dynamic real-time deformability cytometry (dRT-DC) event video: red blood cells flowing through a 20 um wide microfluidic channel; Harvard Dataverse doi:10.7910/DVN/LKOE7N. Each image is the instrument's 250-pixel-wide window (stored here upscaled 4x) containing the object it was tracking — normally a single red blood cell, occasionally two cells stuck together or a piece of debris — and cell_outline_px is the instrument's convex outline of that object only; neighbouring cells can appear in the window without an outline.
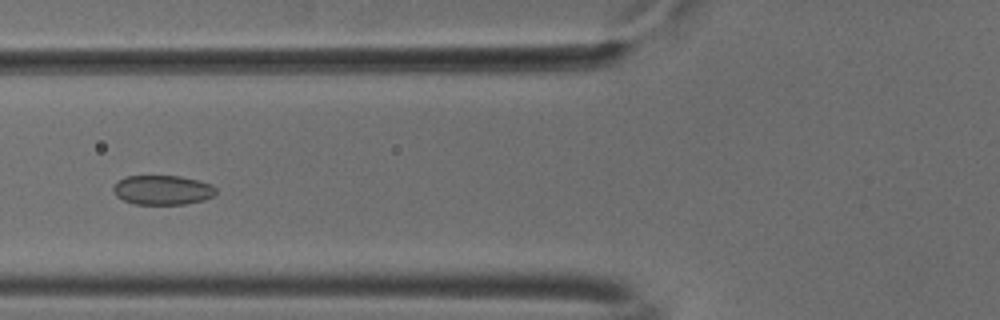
{"species": "common noctule bat (a hibernating species)", "species_latin": "Nyctalus noctula", "temperature_condition": "cold", "stored_images_in_passage": 55, "camera_frame_rate_fps": 3000, "um_per_image_px": 0.085, "animal": {"sex": "male", "body_mass_g": 18.8}, "frame": {"image": 1, "passage_image": 22, "time_ms": 7.0, "image_size_px": [1000, 320], "cell_outline_px": [[216, 192], [212, 196], [204, 200], [184, 204], [132, 204], [116, 196], [112, 188], [120, 180], [128, 176], [180, 176], [200, 180], [212, 184], [216, 188]], "centroid_in_image_um": [13.84, 16.15], "position_along_channel_um": 112.0, "area_um2": 17.63}}
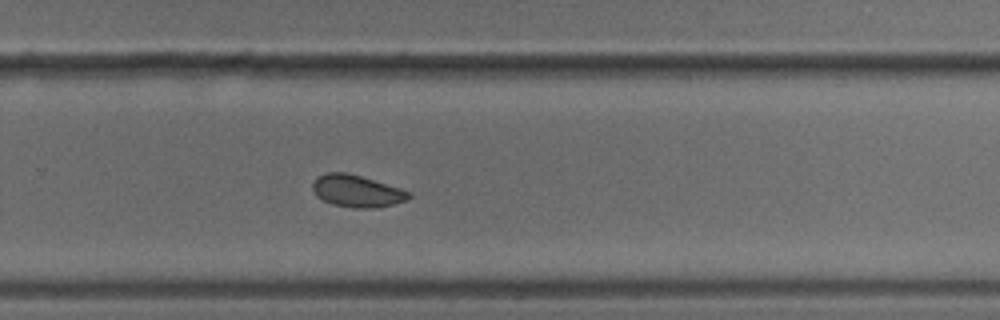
{"frame": {"image": 2, "passage_image": 37, "time_ms": 12.0, "image_size_px": [1000, 320], "cell_outline_px": [[412, 196], [408, 200], [376, 208], [352, 208], [332, 204], [316, 196], [312, 188], [312, 184], [316, 176], [328, 172], [344, 172], [360, 176], [400, 188], [412, 192]], "centroid_in_image_um": [30.33, 16.24], "position_along_channel_um": 299.5, "area_um2": 18.03}}
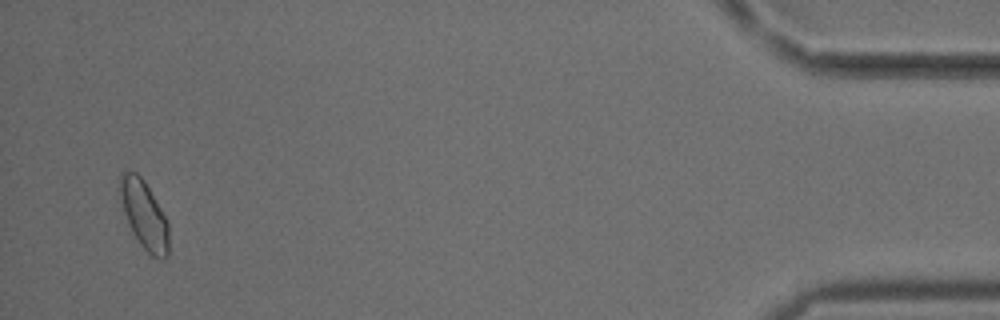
{"frame": {"image": 3, "passage_image": 53, "time_ms": 17.333, "image_size_px": [1000, 320], "cell_outline_px": [[168, 256], [164, 260], [160, 260], [152, 256], [140, 244], [132, 232], [124, 212], [120, 196], [120, 172], [136, 172], [144, 180], [160, 208], [168, 224]], "centroid_in_image_um": [12.26, 18.29], "position_along_channel_um": 422.9, "area_um2": 19.07}, "authors_computed_cell_mechanics": {"area_um2": 18.3226, "velocity_mm_per_s": 3.7544, "shape_relaxation_time_tau1_ms": 10.7803, "shape_relaxation_time_tau2_ms": 2.8129, "deformation_change_tau1": 0.1319, "deformation_change_tau2": 0.0508}}